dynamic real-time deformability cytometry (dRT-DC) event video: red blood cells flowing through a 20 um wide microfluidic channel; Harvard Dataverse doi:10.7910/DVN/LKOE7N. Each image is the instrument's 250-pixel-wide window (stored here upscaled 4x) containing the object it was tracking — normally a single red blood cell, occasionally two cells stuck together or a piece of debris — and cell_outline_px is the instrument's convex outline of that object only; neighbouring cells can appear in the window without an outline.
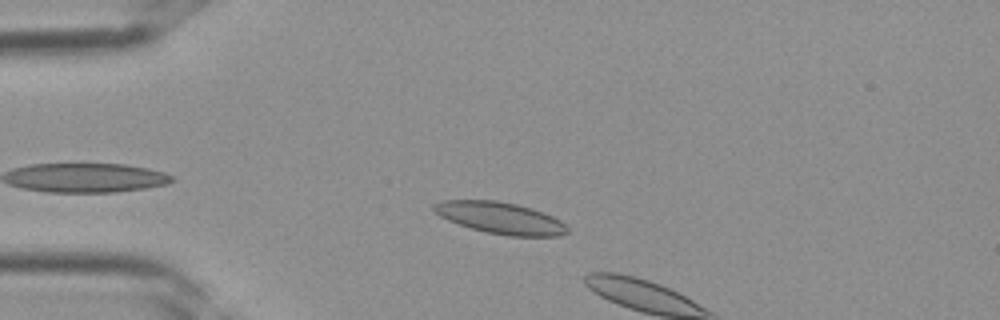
{"species": "Egyptian fruit bat (a non-hibernating species)", "species_latin": "Rousettus aegyptiacus", "temperature_condition": "room temperature", "stored_images_in_passage": 7, "camera_frame_rate_fps": 3000, "um_per_image_px": 0.085, "frame": {"image": 1, "passage_image": 5, "time_ms": 1.333, "image_size_px": [1000, 320], "cell_outline_px": [[568, 232], [560, 236], [508, 236], [484, 232], [448, 220], [440, 216], [432, 208], [432, 204], [444, 200], [496, 200], [516, 204], [532, 208], [544, 212], [560, 220], [568, 228]], "centroid_in_image_um": [42.54, 18.52], "position_along_channel_um": 42.5, "area_um2": 24.62}}